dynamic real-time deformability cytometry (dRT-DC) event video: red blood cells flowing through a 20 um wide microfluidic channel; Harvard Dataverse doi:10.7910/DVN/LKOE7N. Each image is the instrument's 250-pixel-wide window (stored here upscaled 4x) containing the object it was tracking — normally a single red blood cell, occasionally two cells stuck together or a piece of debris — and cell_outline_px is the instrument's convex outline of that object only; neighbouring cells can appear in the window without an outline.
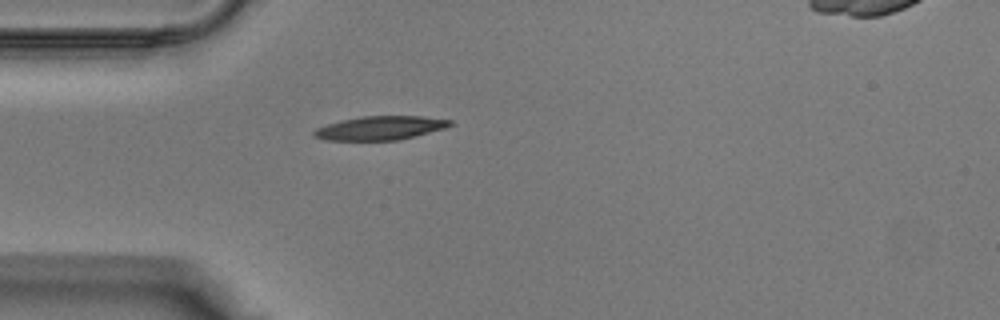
{"species": "Egyptian fruit bat (a non-hibernating species)", "species_latin": "Rousettus aegyptiacus", "temperature_condition": "warm", "stored_images_in_passage": 27, "camera_frame_rate_fps": 3000, "um_per_image_px": 0.085, "animal": {"sex": "male"}, "frame": {"image": 1, "passage_image": 1, "time_ms": 0.0, "image_size_px": [1000, 320], "cell_outline_px": [[452, 124], [444, 128], [400, 140], [324, 140], [312, 136], [312, 132], [316, 128], [328, 124], [360, 116], [420, 116], [452, 120]], "centroid_in_image_um": [32.29, 10.88], "position_along_channel_um": 52.7, "area_um2": 18.73}}
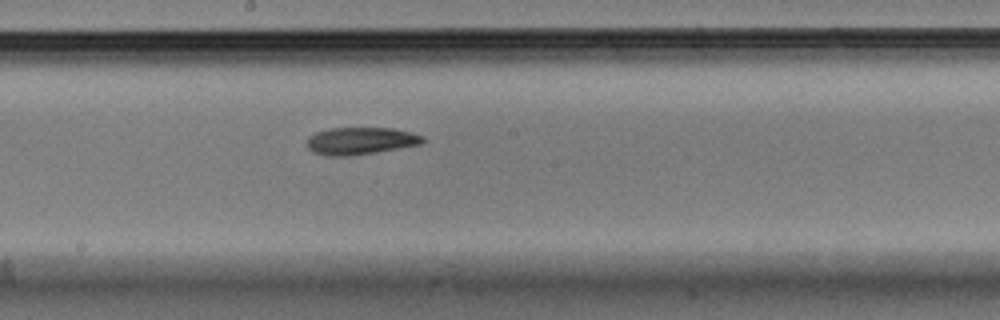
{"frame": {"image": 2, "passage_image": 11, "time_ms": 3.333, "image_size_px": [1000, 320], "cell_outline_px": [[424, 140], [420, 144], [400, 148], [352, 156], [328, 156], [312, 152], [304, 144], [308, 136], [316, 132], [328, 128], [392, 128], [412, 132], [424, 136]], "centroid_in_image_um": [30.59, 11.98], "position_along_channel_um": 217.6, "area_um2": 18.67}}
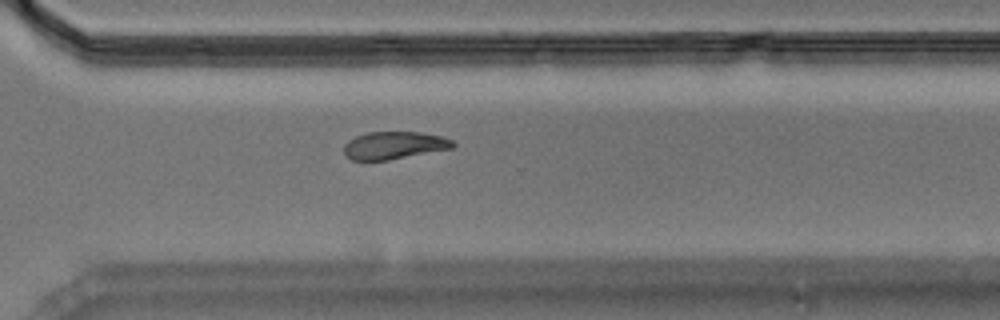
{"frame": {"image": 3, "passage_image": 18, "time_ms": 5.667, "image_size_px": [1000, 320], "cell_outline_px": [[456, 144], [452, 148], [388, 160], [352, 160], [344, 152], [344, 144], [348, 140], [356, 136], [368, 132], [420, 132], [440, 136], [452, 140]], "centroid_in_image_um": [33.49, 12.35], "position_along_channel_um": 337.1, "area_um2": 17.34}}